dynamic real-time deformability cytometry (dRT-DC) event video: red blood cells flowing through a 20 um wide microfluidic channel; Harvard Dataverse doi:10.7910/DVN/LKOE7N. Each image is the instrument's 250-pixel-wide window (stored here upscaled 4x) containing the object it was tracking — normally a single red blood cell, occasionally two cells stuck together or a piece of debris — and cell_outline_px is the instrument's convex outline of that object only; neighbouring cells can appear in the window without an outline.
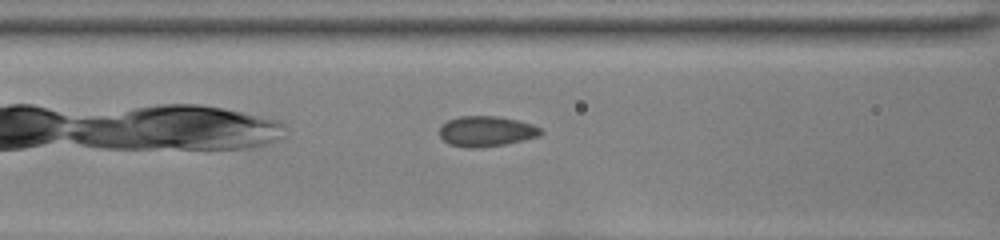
{"species": "common noctule bat (a hibernating species)", "species_latin": "Nyctalus noctula", "temperature_condition": "room temperature", "stored_images_in_passage": 32, "camera_frame_rate_fps": 3000, "um_per_image_px": 0.085, "animal": {"sex": "female", "body_mass_g": 22.0, "forearm_length_mm": 56.7}, "frame": {"image": 1, "passage_image": 10, "time_ms": 3.0, "image_size_px": [1000, 240], "cell_outline_px": [[544, 132], [540, 136], [524, 140], [504, 144], [480, 148], [464, 148], [448, 144], [440, 136], [440, 128], [448, 120], [460, 116], [496, 116], [516, 120], [532, 124], [540, 128]], "centroid_in_image_um": [41.34, 11.17], "position_along_channel_um": 125.3, "area_um2": 17.98}}
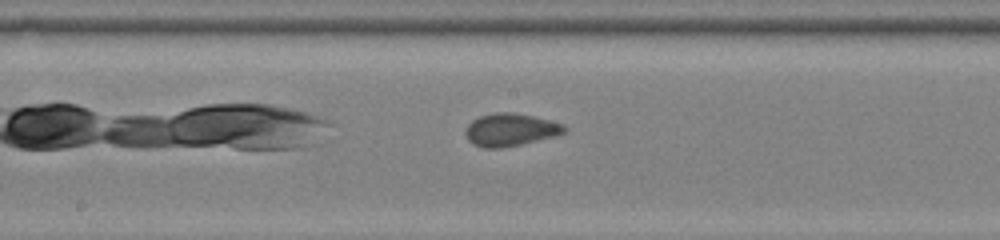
{"frame": {"image": 2, "passage_image": 16, "time_ms": 5.0, "image_size_px": [1000, 240], "cell_outline_px": [[568, 132], [556, 136], [520, 144], [500, 148], [484, 148], [472, 144], [468, 140], [464, 132], [468, 124], [472, 120], [480, 116], [496, 112], [512, 112], [532, 116], [564, 124], [568, 128]], "centroid_in_image_um": [43.39, 11.03], "position_along_channel_um": 204.8, "area_um2": 18.9}}
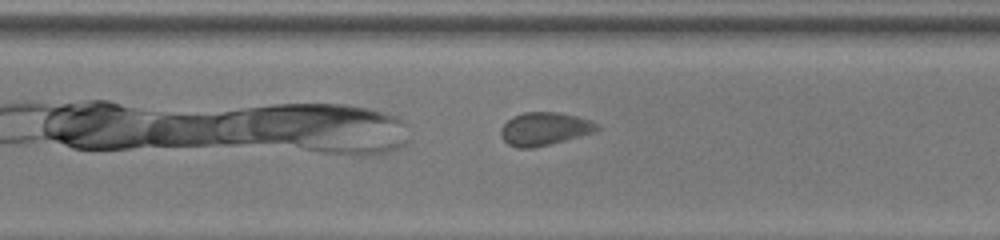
{"frame": {"image": 3, "passage_image": 25, "time_ms": 8.0, "image_size_px": [1000, 240], "cell_outline_px": [[600, 128], [596, 132], [532, 148], [516, 148], [508, 144], [500, 136], [500, 128], [512, 116], [524, 112], [556, 112], [576, 116], [588, 120], [596, 124]], "centroid_in_image_um": [46.23, 10.95], "position_along_channel_um": 324.4, "area_um2": 18.38}, "authors_computed_cell_mechanics": {"area_um2": 18.2359, "velocity_mm_per_s": 3.9857, "shape_relaxation_time_tau1_ms": 3.5238, "shape_relaxation_time_tau2_ms": 0.8757, "deformation_change_tau1": 0.0813, "deformation_change_tau2": 0.0489}}